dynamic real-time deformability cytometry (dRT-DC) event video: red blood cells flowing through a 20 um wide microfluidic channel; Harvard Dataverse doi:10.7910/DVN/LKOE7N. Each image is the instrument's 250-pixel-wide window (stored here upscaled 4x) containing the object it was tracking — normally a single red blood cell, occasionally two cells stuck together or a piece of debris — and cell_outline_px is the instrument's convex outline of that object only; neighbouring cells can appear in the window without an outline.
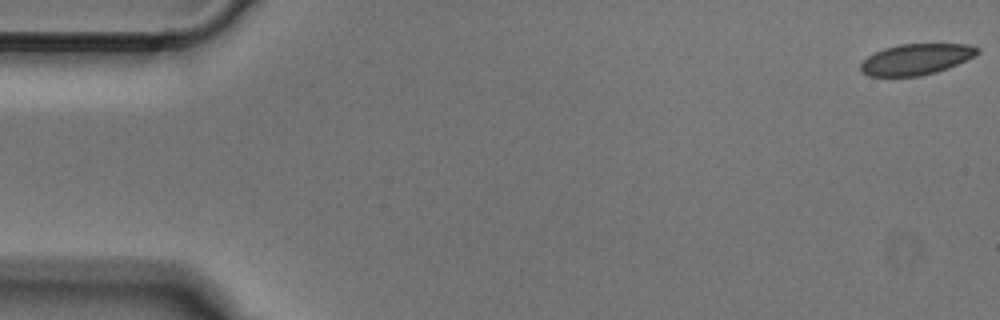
{"species": "Egyptian fruit bat (a non-hibernating species)", "species_latin": "Rousettus aegyptiacus", "temperature_condition": "cold", "stored_images_in_passage": 50, "camera_frame_rate_fps": 3000, "um_per_image_px": 0.085, "animal": {"sex": "male"}, "frame": {"image": 1, "passage_image": 1, "time_ms": 0.0, "image_size_px": [1000, 320], "cell_outline_px": [[980, 52], [976, 56], [948, 68], [936, 72], [920, 76], [868, 76], [860, 72], [860, 64], [868, 56], [884, 48], [900, 44], [968, 44], [980, 48]], "centroid_in_image_um": [77.89, 5.04], "position_along_channel_um": 7.1, "area_um2": 21.15}}
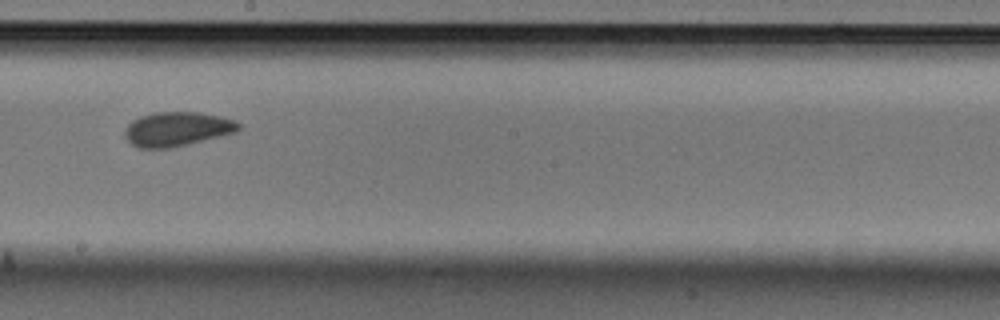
{"frame": {"image": 2, "passage_image": 28, "time_ms": 9.0, "image_size_px": [1000, 320], "cell_outline_px": [[240, 128], [236, 132], [188, 144], [168, 148], [140, 148], [132, 144], [124, 136], [124, 128], [132, 120], [140, 116], [156, 112], [200, 112], [220, 116], [236, 120], [240, 124]], "centroid_in_image_um": [15.04, 10.96], "position_along_channel_um": 233.2, "area_um2": 22.77}}
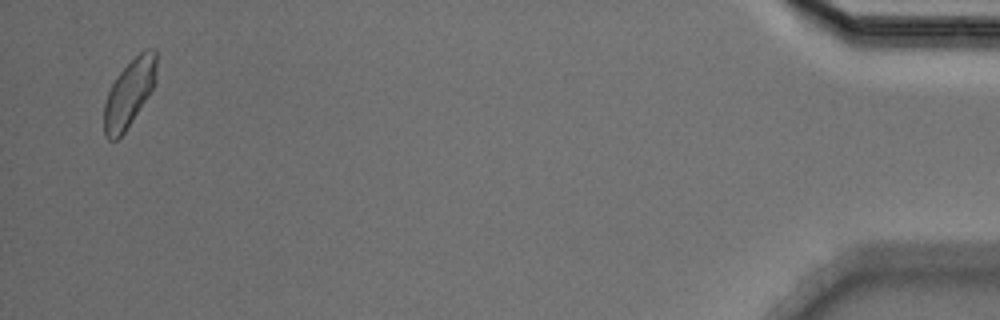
{"frame": {"image": 3, "passage_image": 49, "time_ms": 16.0, "image_size_px": [1000, 320], "cell_outline_px": [[156, 80], [152, 92], [124, 132], [116, 140], [108, 140], [104, 136], [104, 104], [108, 92], [116, 76], [144, 48], [156, 48]], "centroid_in_image_um": [11.0, 7.92], "position_along_channel_um": 424.2, "area_um2": 20.69}}